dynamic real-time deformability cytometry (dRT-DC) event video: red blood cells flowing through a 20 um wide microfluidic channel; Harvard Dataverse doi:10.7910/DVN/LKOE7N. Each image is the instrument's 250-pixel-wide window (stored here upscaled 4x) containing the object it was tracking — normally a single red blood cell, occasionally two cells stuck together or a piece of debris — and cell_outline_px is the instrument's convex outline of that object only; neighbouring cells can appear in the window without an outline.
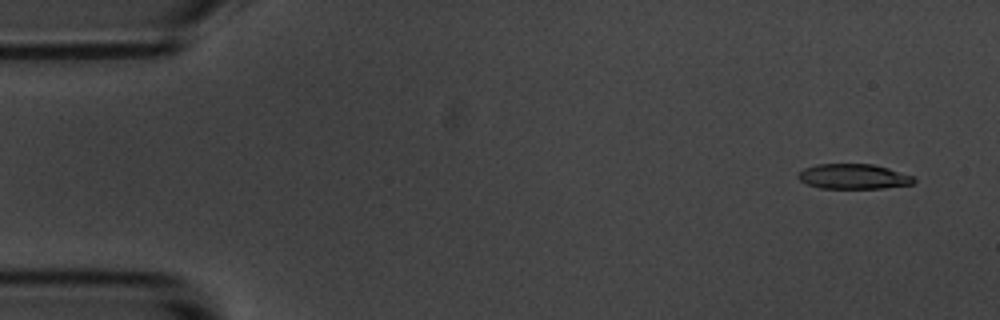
{"species": "common noctule bat (a hibernating species)", "species_latin": "Nyctalus noctula", "temperature_condition": "room temperature", "stored_images_in_passage": 9, "camera_frame_rate_fps": 3000, "um_per_image_px": 0.085, "animal": {"sex": "male", "body_mass_g": 20.1, "forearm_length_mm": 53.5}, "frame": {"image": 1, "passage_image": 1, "time_ms": 0.0, "image_size_px": [1000, 320], "cell_outline_px": [[916, 180], [912, 184], [884, 188], [820, 188], [808, 184], [800, 180], [796, 176], [804, 168], [816, 164], [872, 164], [888, 168], [912, 176]], "centroid_in_image_um": [72.53, 15.0], "position_along_channel_um": 12.5, "area_um2": 16.76}}
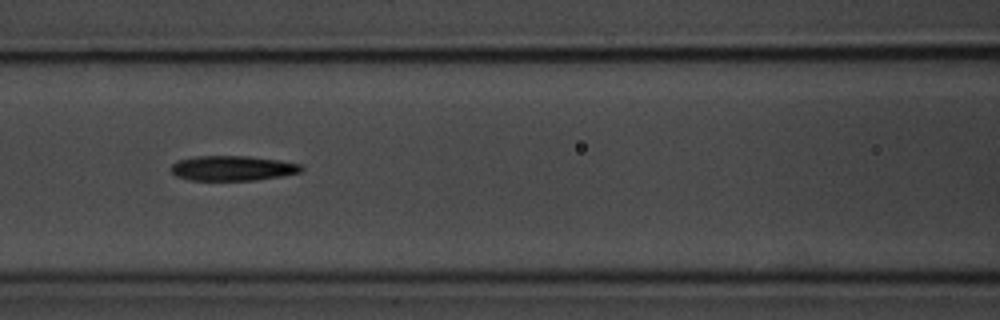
{"frame": {"image": 2, "passage_image": 7, "time_ms": 7.0, "image_size_px": [1000, 320], "cell_outline_px": [[304, 168], [300, 172], [284, 176], [256, 180], [188, 180], [176, 176], [172, 172], [172, 164], [176, 160], [196, 156], [248, 156], [280, 160], [300, 164]], "centroid_in_image_um": [19.77, 14.3], "position_along_channel_um": 146.8, "area_um2": 19.07}}
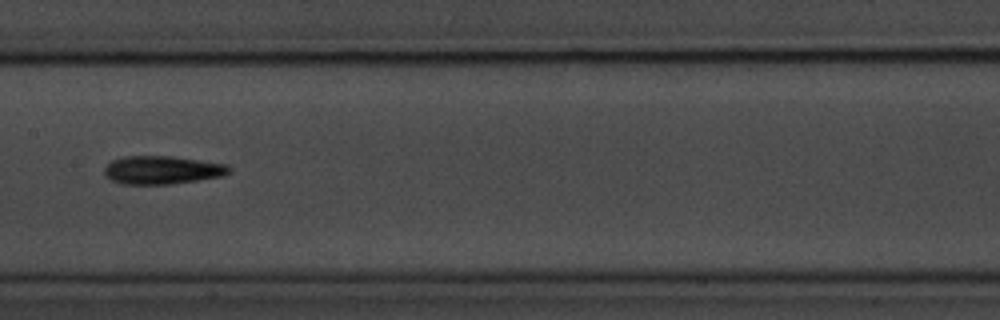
{"frame": {"image": 3, "passage_image": 8, "time_ms": 8.333, "image_size_px": [1000, 320], "cell_outline_px": [[232, 172], [224, 176], [172, 184], [120, 184], [104, 176], [104, 168], [112, 160], [124, 156], [172, 156], [228, 164], [232, 168]], "centroid_in_image_um": [13.82, 14.45], "position_along_channel_um": 193.6, "area_um2": 20.81}}